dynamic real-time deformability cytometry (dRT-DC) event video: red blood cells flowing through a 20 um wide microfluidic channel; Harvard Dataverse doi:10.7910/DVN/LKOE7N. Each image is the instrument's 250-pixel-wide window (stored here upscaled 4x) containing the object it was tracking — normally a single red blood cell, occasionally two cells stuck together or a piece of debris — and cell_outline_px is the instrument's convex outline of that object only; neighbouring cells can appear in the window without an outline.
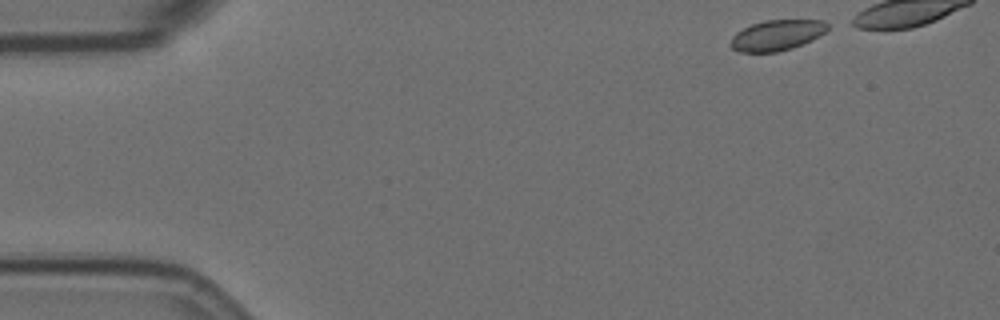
{"species": "Egyptian fruit bat (a non-hibernating species)", "species_latin": "Rousettus aegyptiacus", "temperature_condition": "room temperature", "stored_images_in_passage": 42, "camera_frame_rate_fps": 3000, "um_per_image_px": 0.085, "animal": {"sex": "female"}, "frame": {"image": 1, "passage_image": 1, "time_ms": 0.0, "image_size_px": [1000, 320], "cell_outline_px": [[828, 28], [820, 36], [812, 40], [792, 48], [776, 52], [740, 52], [732, 48], [728, 44], [732, 36], [736, 32], [752, 24], [764, 20], [824, 20], [828, 24]], "centroid_in_image_um": [66.02, 2.99], "position_along_channel_um": 19.0, "area_um2": 17.34}}
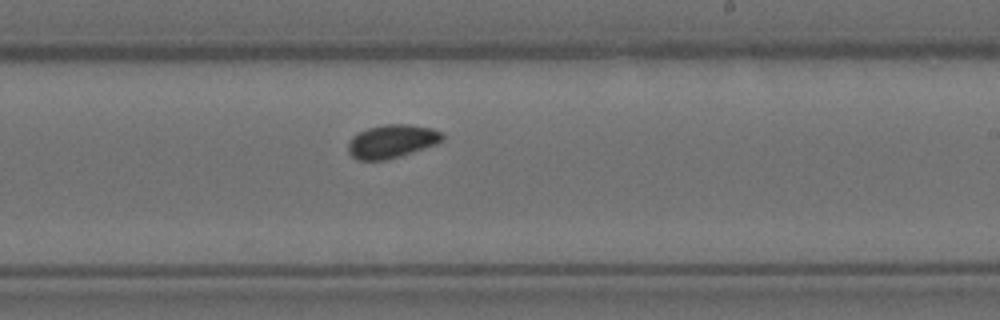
{"frame": {"image": 2, "passage_image": 29, "time_ms": 9.333, "image_size_px": [1000, 320], "cell_outline_px": [[444, 140], [436, 144], [400, 156], [384, 160], [360, 160], [352, 156], [348, 152], [348, 144], [352, 136], [356, 132], [368, 128], [384, 124], [408, 124], [432, 128], [440, 132], [444, 136]], "centroid_in_image_um": [33.29, 12.0], "position_along_channel_um": 255.7, "area_um2": 18.32}}
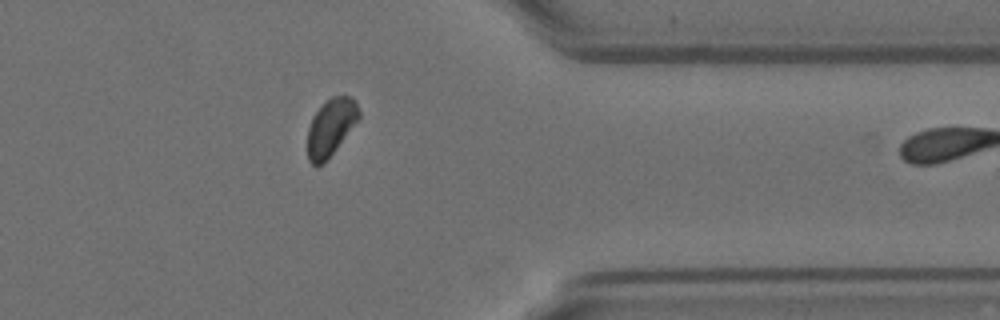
{"frame": {"image": 3, "passage_image": 41, "time_ms": 13.333, "image_size_px": [1000, 320], "cell_outline_px": [[360, 116], [324, 164], [312, 164], [308, 160], [308, 128], [312, 116], [332, 96], [352, 96], [356, 100], [360, 112]], "centroid_in_image_um": [28.12, 10.8], "position_along_channel_um": 383.3, "area_um2": 16.7}}